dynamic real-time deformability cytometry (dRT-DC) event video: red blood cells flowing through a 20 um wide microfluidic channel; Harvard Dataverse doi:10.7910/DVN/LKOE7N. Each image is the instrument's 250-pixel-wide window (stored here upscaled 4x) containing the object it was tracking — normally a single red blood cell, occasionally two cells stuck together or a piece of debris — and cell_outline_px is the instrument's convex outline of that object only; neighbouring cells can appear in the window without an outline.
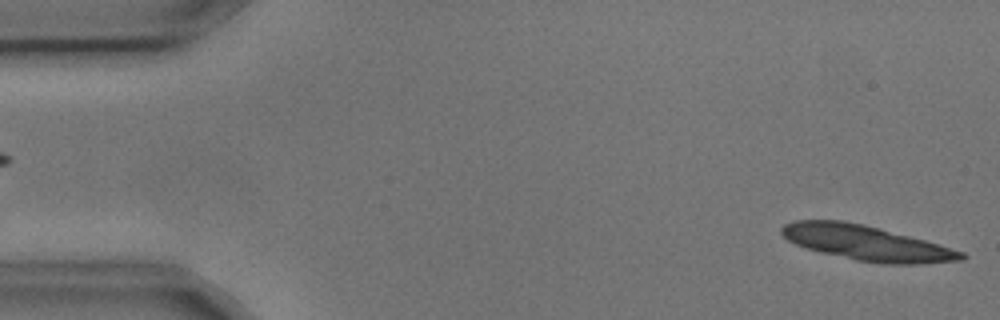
{"species": "common noctule bat (a hibernating species)", "species_latin": "Nyctalus noctula", "temperature_condition": "cold", "stored_images_in_passage": 6, "segment_of_instrument_passage": [2, 2], "camera_frame_rate_fps": 3000, "um_per_image_px": 0.085, "animal": {"sex": "male", "body_mass_g": 17.9, "forearm_length_mm": 54.2}, "frame": {"image": 1, "passage_image": 6, "time_ms": 1.667, "image_size_px": [1000, 320], "cell_outline_px": [[968, 256], [964, 260], [920, 264], [880, 264], [856, 260], [820, 252], [796, 244], [788, 240], [780, 232], [780, 228], [784, 224], [796, 220], [844, 220], [940, 244], [964, 252]], "centroid_in_image_um": [73.67, 20.67], "position_along_channel_um": 11.3, "area_um2": 36.36}}